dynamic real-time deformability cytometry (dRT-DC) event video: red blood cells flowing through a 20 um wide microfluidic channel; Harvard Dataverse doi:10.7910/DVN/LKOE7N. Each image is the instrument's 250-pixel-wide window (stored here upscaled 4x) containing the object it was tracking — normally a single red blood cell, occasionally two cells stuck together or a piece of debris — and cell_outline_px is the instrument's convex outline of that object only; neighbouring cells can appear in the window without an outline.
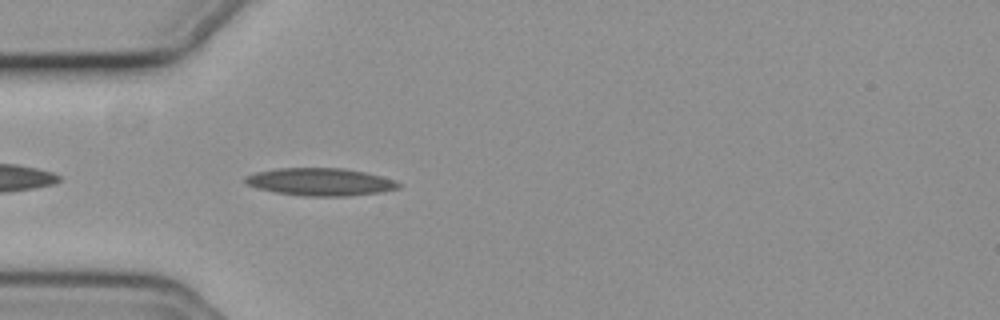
{"species": "common noctule bat (a hibernating species)", "species_latin": "Nyctalus noctula", "temperature_condition": "cold", "stored_images_in_passage": 20, "camera_frame_rate_fps": 3000, "um_per_image_px": 0.085, "animal": {"sex": "female", "body_mass_g": 19.3, "forearm_length_mm": 54.1}, "frame": {"image": 1, "passage_image": 3, "time_ms": 0.667, "image_size_px": [1000, 320], "cell_outline_px": [[400, 188], [380, 192], [348, 196], [304, 196], [276, 192], [256, 188], [244, 184], [244, 176], [256, 172], [276, 168], [344, 168], [364, 172], [380, 176], [392, 180], [400, 184]], "centroid_in_image_um": [27.16, 15.46], "position_along_channel_um": 57.8, "area_um2": 24.62}}
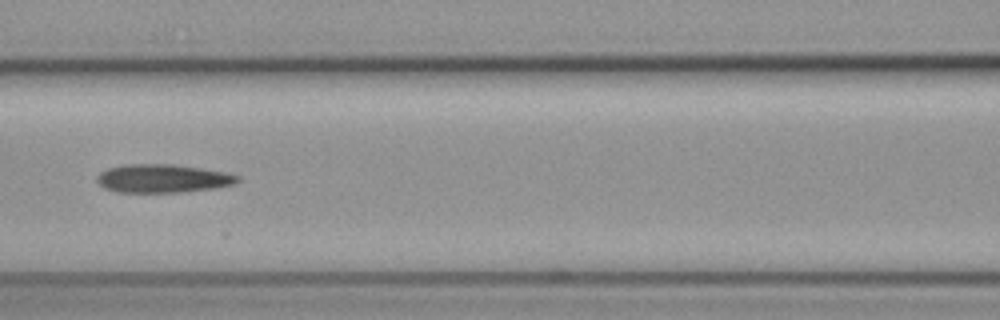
{"frame": {"image": 2, "passage_image": 11, "time_ms": 3.333, "image_size_px": [1000, 320], "cell_outline_px": [[240, 180], [232, 184], [216, 188], [180, 192], [116, 192], [104, 188], [96, 180], [96, 176], [100, 172], [108, 168], [128, 164], [172, 164], [228, 172], [240, 176]], "centroid_in_image_um": [13.84, 15.17], "position_along_channel_um": 152.8, "area_um2": 23.29}}
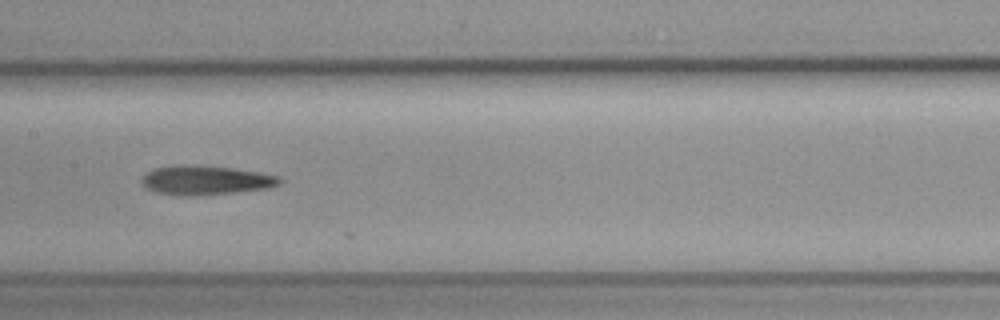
{"frame": {"image": 3, "passage_image": 14, "time_ms": 4.333, "image_size_px": [1000, 320], "cell_outline_px": [[280, 184], [268, 188], [236, 192], [196, 196], [180, 196], [156, 192], [144, 188], [140, 180], [148, 172], [156, 168], [180, 164], [232, 168], [260, 172], [280, 176]], "centroid_in_image_um": [17.46, 15.33], "position_along_channel_um": 189.9, "area_um2": 23.52}}